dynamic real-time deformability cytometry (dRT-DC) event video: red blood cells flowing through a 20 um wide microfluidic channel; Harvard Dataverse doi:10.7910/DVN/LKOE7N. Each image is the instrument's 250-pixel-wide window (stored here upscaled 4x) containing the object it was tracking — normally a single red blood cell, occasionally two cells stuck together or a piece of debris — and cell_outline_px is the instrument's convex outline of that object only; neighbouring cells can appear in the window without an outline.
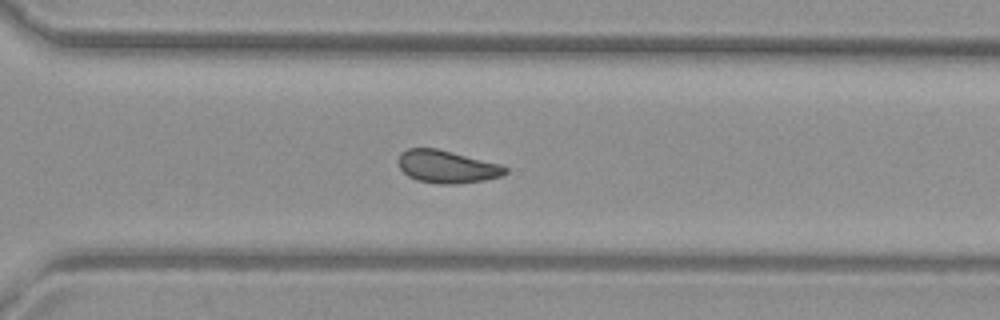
{"species": "common noctule bat (a hibernating species)", "species_latin": "Nyctalus noctula", "temperature_condition": "warm", "stored_images_in_passage": 43, "camera_frame_rate_fps": 3000, "um_per_image_px": 0.085, "animal": {"sex": "female", "body_mass_g": 29.2, "forearm_length_mm": 56.3}, "frame": {"image": 1, "passage_image": 29, "time_ms": 9.333, "image_size_px": [1000, 320], "cell_outline_px": [[508, 172], [500, 176], [484, 180], [456, 184], [440, 184], [416, 180], [408, 176], [400, 168], [396, 160], [400, 152], [408, 148], [436, 148], [500, 164], [508, 168]], "centroid_in_image_um": [37.95, 14.16], "position_along_channel_um": 332.7, "area_um2": 20.4}}
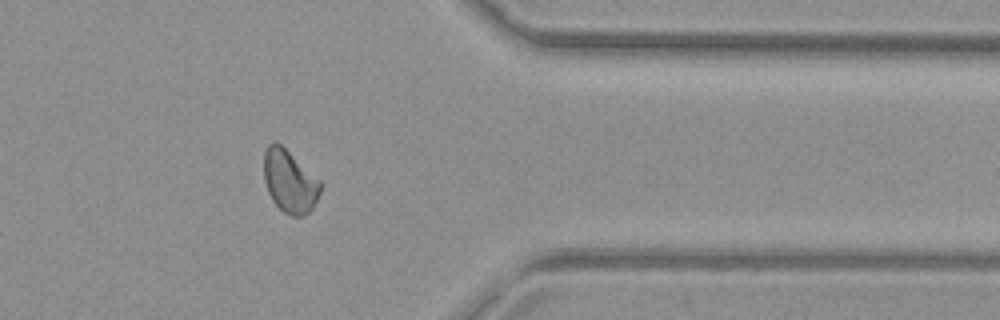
{"frame": {"image": 2, "passage_image": 34, "time_ms": 11.0, "image_size_px": [1000, 320], "cell_outline_px": [[320, 192], [312, 208], [304, 216], [292, 216], [284, 212], [272, 200], [268, 192], [264, 180], [264, 152], [268, 144], [272, 140], [276, 140], [320, 180]], "centroid_in_image_um": [24.59, 15.39], "position_along_channel_um": 386.8, "area_um2": 20.52}}
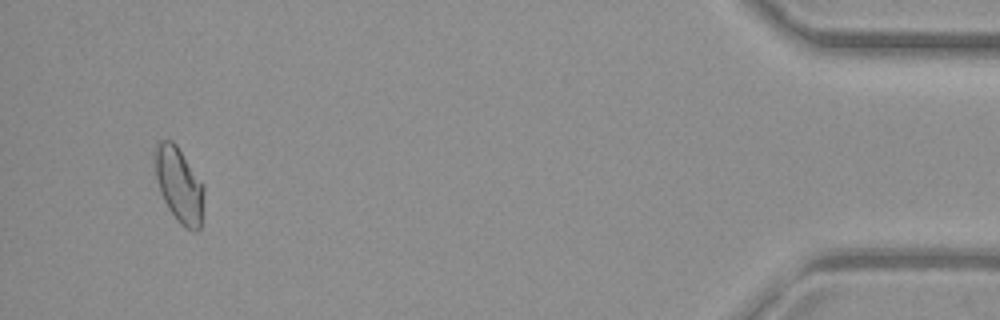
{"frame": {"image": 3, "passage_image": 41, "time_ms": 13.333, "image_size_px": [1000, 320], "cell_outline_px": [[204, 192], [200, 228], [196, 232], [192, 232], [180, 224], [176, 220], [168, 208], [160, 192], [156, 176], [156, 144], [160, 140], [172, 140], [176, 144], [204, 184]], "centroid_in_image_um": [15.25, 15.74], "position_along_channel_um": 419.9, "area_um2": 21.33}}